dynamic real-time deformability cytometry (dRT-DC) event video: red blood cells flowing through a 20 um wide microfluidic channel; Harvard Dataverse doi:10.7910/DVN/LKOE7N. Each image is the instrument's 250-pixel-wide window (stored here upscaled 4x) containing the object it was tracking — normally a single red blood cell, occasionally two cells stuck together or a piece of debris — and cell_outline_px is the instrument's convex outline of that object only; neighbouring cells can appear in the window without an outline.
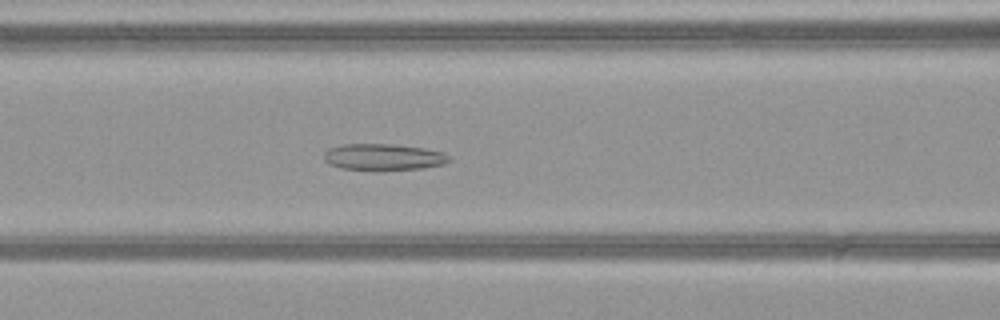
{"species": "common noctule bat (a hibernating species)", "species_latin": "Nyctalus noctula", "temperature_condition": "warm", "stored_images_in_passage": 52, "camera_frame_rate_fps": 3000, "um_per_image_px": 0.085, "animal": {"sex": "female", "body_mass_g": 21.9}, "frame": {"image": 1, "passage_image": 22, "time_ms": 7.0, "image_size_px": [1000, 320], "cell_outline_px": [[452, 160], [444, 164], [424, 168], [340, 168], [324, 160], [324, 152], [328, 148], [344, 144], [392, 144], [424, 148], [444, 152], [452, 156]], "centroid_in_image_um": [32.65, 13.31], "position_along_channel_um": 133.9, "area_um2": 18.79}}
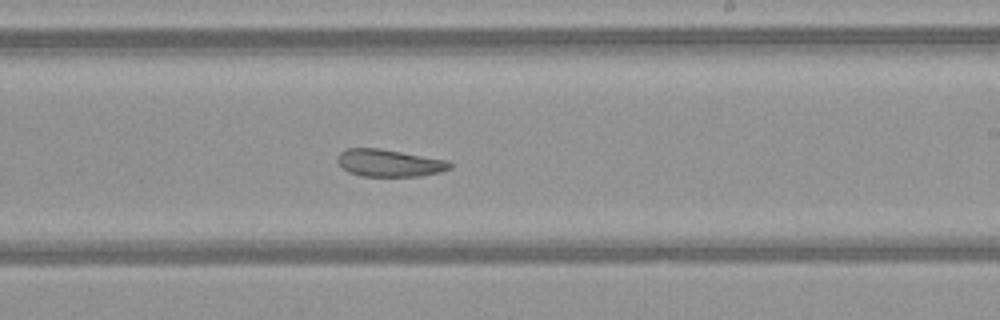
{"frame": {"image": 2, "passage_image": 31, "time_ms": 10.0, "image_size_px": [1000, 320], "cell_outline_px": [[452, 168], [440, 172], [420, 176], [360, 176], [348, 172], [336, 160], [336, 156], [344, 148], [380, 148], [448, 160], [452, 164]], "centroid_in_image_um": [33.08, 13.85], "position_along_channel_um": 255.9, "area_um2": 18.03}}
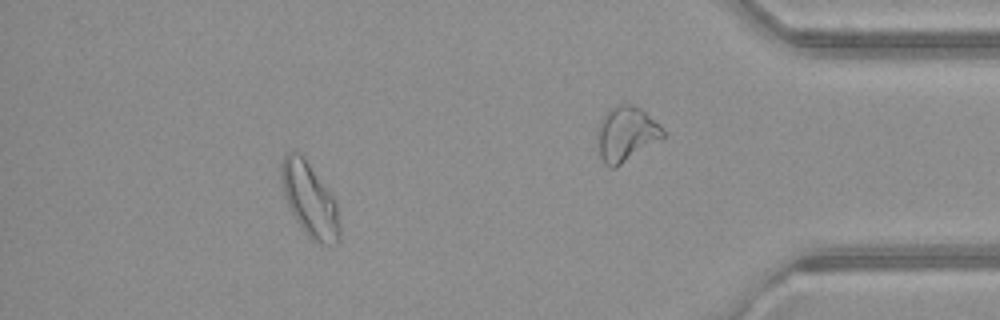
{"frame": {"image": 3, "passage_image": 46, "time_ms": 15.0, "image_size_px": [1000, 320], "cell_outline_px": [[340, 240], [336, 244], [320, 244], [312, 240], [304, 232], [296, 220], [284, 196], [280, 176], [280, 164], [284, 152], [300, 152], [304, 156], [332, 196], [336, 204], [340, 228]], "centroid_in_image_um": [26.3, 16.96], "position_along_channel_um": 408.9, "area_um2": 25.09}, "authors_computed_cell_mechanics": {"area_um2": 23.2356, "velocity_mm_per_s": 4.0738, "shape_relaxation_time_tau1_ms": null, "shape_relaxation_time_tau2_ms": 3.1886, "deformation_change_tau1": null, "deformation_change_tau2": 0.1077}}